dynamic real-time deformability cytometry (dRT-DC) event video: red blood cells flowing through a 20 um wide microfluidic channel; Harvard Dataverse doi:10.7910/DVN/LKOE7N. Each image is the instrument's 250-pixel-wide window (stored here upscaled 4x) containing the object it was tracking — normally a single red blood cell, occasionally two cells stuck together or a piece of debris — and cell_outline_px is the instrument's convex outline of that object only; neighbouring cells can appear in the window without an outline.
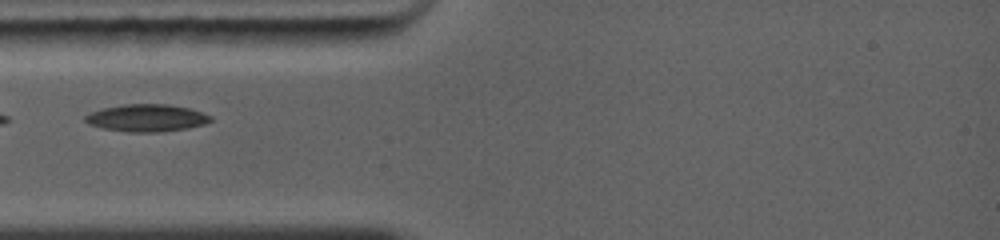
{"species": "common noctule bat (a hibernating species)", "species_latin": "Nyctalus noctula", "temperature_condition": "warm", "stored_images_in_passage": 43, "camera_frame_rate_fps": 5000, "um_per_image_px": 0.085, "animal": {"sex": "female", "body_mass_g": 19.0, "forearm_length_mm": 56.7}, "frame": {"image": 1, "passage_image": 1, "time_ms": 0.0, "image_size_px": [1000, 240], "cell_outline_px": [[212, 120], [204, 124], [184, 128], [156, 132], [128, 132], [104, 128], [88, 124], [84, 120], [84, 116], [92, 112], [104, 108], [124, 104], [164, 104], [188, 108], [212, 116]], "centroid_in_image_um": [12.44, 10.02], "position_along_channel_um": 72.6, "area_um2": 19.59}}
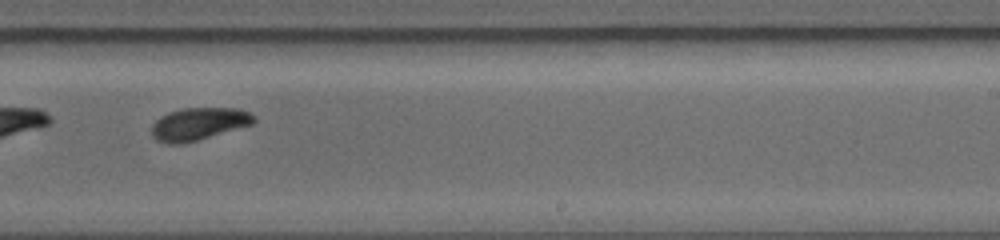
{"frame": {"image": 2, "passage_image": 28, "time_ms": 4.6, "image_size_px": [1000, 240], "cell_outline_px": [[256, 120], [252, 124], [184, 144], [168, 144], [156, 140], [152, 136], [152, 124], [160, 116], [168, 112], [184, 108], [236, 108], [248, 112]], "centroid_in_image_um": [16.83, 10.54], "position_along_channel_um": 272.2, "area_um2": 19.25}}